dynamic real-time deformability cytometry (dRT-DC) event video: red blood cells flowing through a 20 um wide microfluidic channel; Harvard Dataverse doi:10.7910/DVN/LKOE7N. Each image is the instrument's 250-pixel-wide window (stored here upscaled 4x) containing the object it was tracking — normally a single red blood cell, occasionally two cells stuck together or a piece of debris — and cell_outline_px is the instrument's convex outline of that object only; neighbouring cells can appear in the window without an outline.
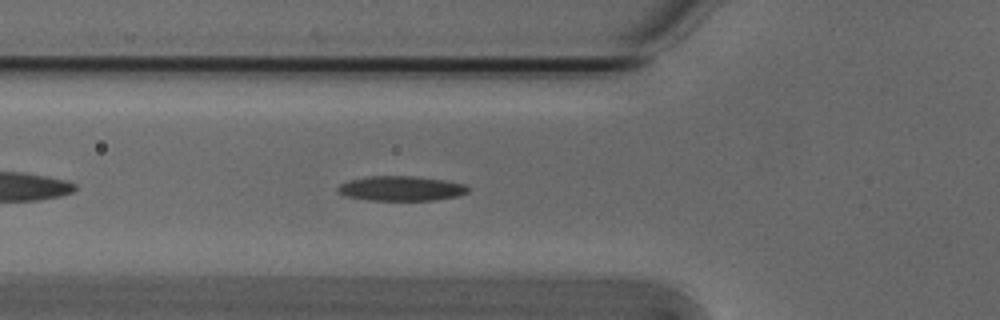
{"species": "Egyptian fruit bat (a non-hibernating species)", "species_latin": "Rousettus aegyptiacus", "temperature_condition": "cold", "stored_images_in_passage": 30, "camera_frame_rate_fps": 3000, "um_per_image_px": 0.085, "animal": {"sex": "male"}, "frame": {"image": 1, "passage_image": 6, "time_ms": 1.667, "image_size_px": [1000, 320], "cell_outline_px": [[468, 192], [456, 196], [436, 200], [368, 200], [348, 196], [340, 192], [336, 188], [340, 184], [348, 180], [368, 176], [416, 176], [444, 180], [464, 184], [468, 188]], "centroid_in_image_um": [34.09, 16.01], "position_along_channel_um": 91.7, "area_um2": 18.67}}
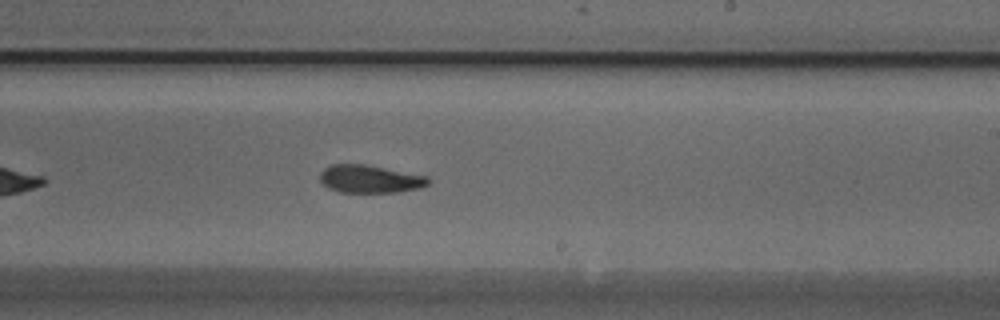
{"frame": {"image": 2, "passage_image": 19, "time_ms": 6.0, "image_size_px": [1000, 320], "cell_outline_px": [[432, 180], [428, 184], [420, 188], [396, 192], [340, 192], [328, 188], [320, 180], [320, 172], [324, 168], [332, 164], [364, 164], [428, 176]], "centroid_in_image_um": [31.45, 15.21], "position_along_channel_um": 257.5, "area_um2": 17.57}}
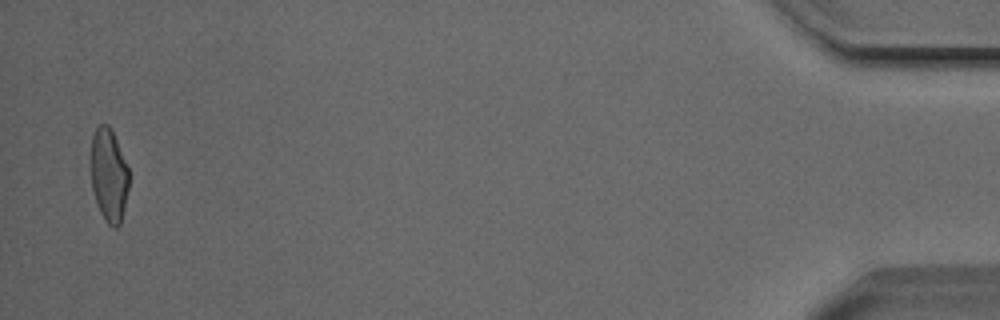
{"frame": {"image": 3, "passage_image": 29, "time_ms": 9.333, "image_size_px": [1000, 320], "cell_outline_px": [[128, 188], [124, 208], [120, 224], [116, 228], [112, 228], [104, 220], [96, 204], [92, 188], [88, 160], [92, 132], [100, 124], [108, 124], [112, 128], [128, 168]], "centroid_in_image_um": [9.19, 14.84], "position_along_channel_um": 426.0, "area_um2": 21.44}, "authors_computed_cell_mechanics": {"area_um2": 18.6694, "velocity_mm_per_s": 3.8275, "shape_relaxation_time_tau1_ms": 4.7613, "shape_relaxation_time_tau2_ms": 4.8201, "deformation_change_tau1": 0.1593, "deformation_change_tau2": 0.1255}}